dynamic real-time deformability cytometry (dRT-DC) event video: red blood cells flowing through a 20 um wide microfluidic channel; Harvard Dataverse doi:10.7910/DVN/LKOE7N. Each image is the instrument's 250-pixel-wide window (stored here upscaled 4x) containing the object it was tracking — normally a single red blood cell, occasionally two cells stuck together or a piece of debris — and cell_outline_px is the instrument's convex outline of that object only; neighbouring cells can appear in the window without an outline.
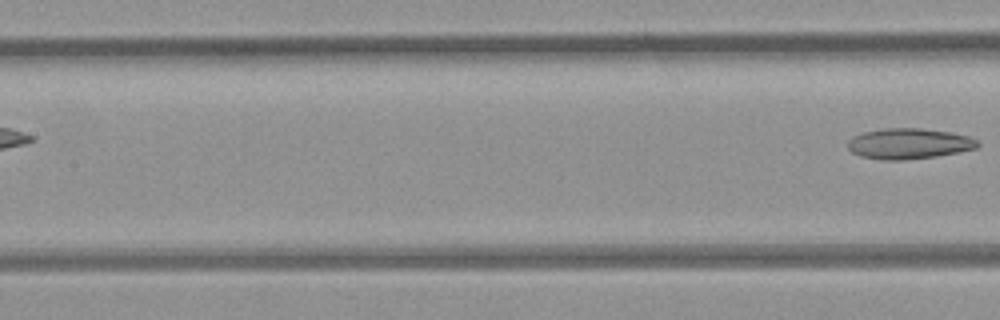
{"species": "common noctule bat (a hibernating species)", "species_latin": "Nyctalus noctula", "temperature_condition": "room temperature", "stored_images_in_passage": 6, "segment_of_instrument_passage": [2, 2], "camera_frame_rate_fps": 3000, "um_per_image_px": 0.085, "animal": {"sex": "female", "body_mass_g": 21.9}, "frame": {"image": 1, "passage_image": 6, "time_ms": 5.667, "image_size_px": [1000, 320], "cell_outline_px": [[980, 144], [976, 148], [936, 156], [904, 160], [880, 160], [860, 156], [852, 152], [848, 148], [848, 140], [852, 136], [864, 132], [884, 128], [920, 128], [948, 132], [968, 136], [976, 140]], "centroid_in_image_um": [77.2, 12.21], "position_along_channel_um": 130.2, "area_um2": 23.06}}